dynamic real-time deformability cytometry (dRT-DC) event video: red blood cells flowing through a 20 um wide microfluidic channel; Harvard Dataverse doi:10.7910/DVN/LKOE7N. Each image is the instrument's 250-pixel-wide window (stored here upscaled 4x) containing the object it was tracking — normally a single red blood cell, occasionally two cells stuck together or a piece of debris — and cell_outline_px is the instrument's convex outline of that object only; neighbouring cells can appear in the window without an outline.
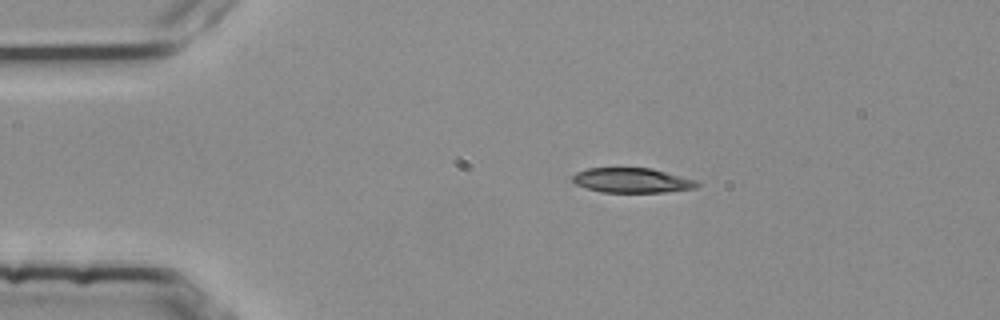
{"species": "common noctule bat (a hibernating species)", "species_latin": "Nyctalus noctula", "temperature_condition": "room temperature", "stored_images_in_passage": 44, "camera_frame_rate_fps": 3000, "um_per_image_px": 0.085, "animal": {"sex": "female", "body_mass_g": 25.1}, "frame": {"image": 1, "passage_image": 1, "time_ms": 0.0, "image_size_px": [1000, 320], "cell_outline_px": [[700, 184], [696, 188], [664, 192], [600, 192], [576, 184], [572, 180], [572, 176], [576, 172], [588, 168], [652, 168], [696, 180]], "centroid_in_image_um": [53.72, 15.33], "position_along_channel_um": 31.3, "area_um2": 17.92}}
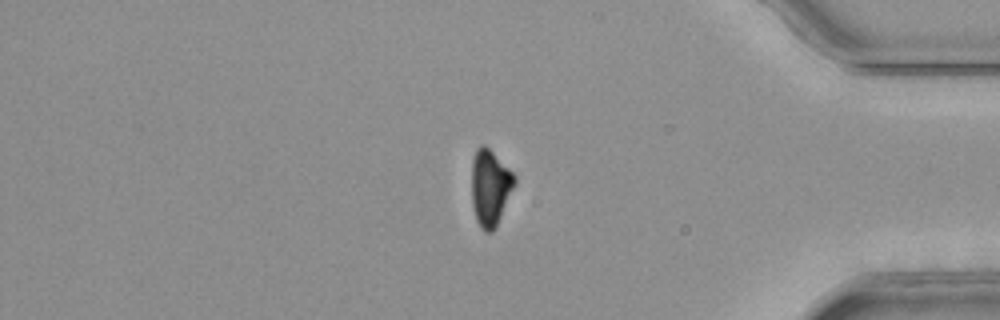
{"frame": {"image": 2, "passage_image": 36, "time_ms": 11.667, "image_size_px": [1000, 320], "cell_outline_px": [[516, 184], [496, 228], [492, 232], [484, 232], [480, 228], [476, 220], [472, 208], [472, 160], [476, 148], [480, 144], [484, 144], [516, 176]], "centroid_in_image_um": [41.66, 15.98], "position_along_channel_um": 393.5, "area_um2": 19.31}}
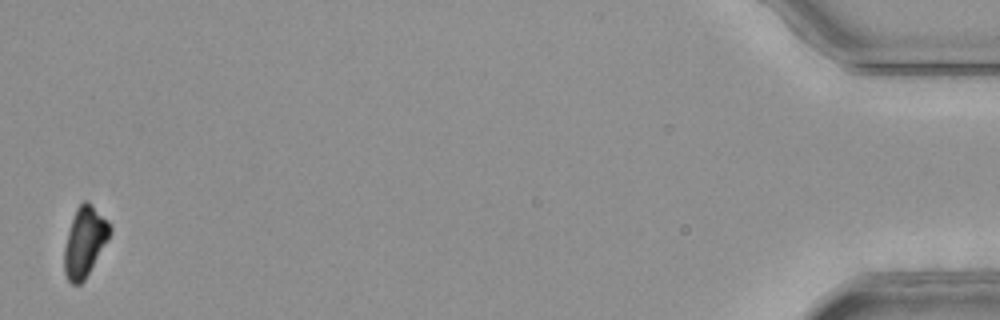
{"frame": {"image": 3, "passage_image": 44, "time_ms": 14.333, "image_size_px": [1000, 320], "cell_outline_px": [[112, 232], [84, 280], [80, 284], [72, 284], [68, 280], [64, 272], [64, 248], [68, 232], [76, 208], [84, 200], [88, 200], [108, 220], [112, 228]], "centroid_in_image_um": [7.2, 20.52], "position_along_channel_um": 428.0, "area_um2": 18.44}, "authors_computed_cell_mechanics": {"area_um2": 19.9988, "velocity_mm_per_s": 3.797, "shape_relaxation_time_tau1_ms": 4.2332, "shape_relaxation_time_tau2_ms": null, "deformation_change_tau1": 0.1465, "deformation_change_tau2": null}}